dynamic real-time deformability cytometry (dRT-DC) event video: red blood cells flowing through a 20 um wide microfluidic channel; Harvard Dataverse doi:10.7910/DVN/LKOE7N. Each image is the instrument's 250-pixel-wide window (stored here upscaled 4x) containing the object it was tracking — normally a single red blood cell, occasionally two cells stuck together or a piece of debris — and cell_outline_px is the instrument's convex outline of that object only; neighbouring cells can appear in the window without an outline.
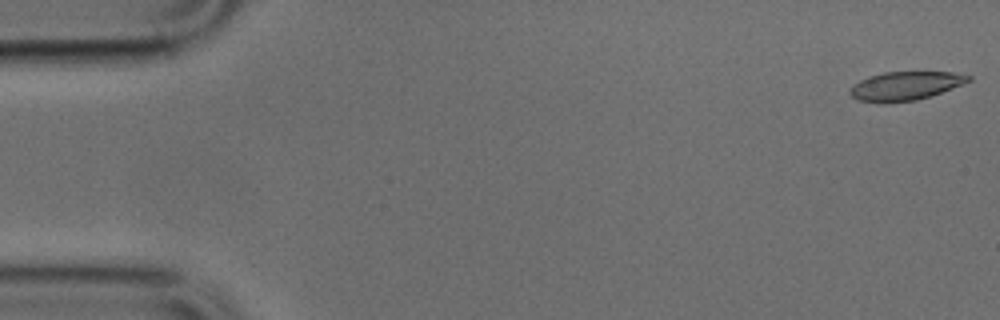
{"species": "common noctule bat (a hibernating species)", "species_latin": "Nyctalus noctula", "temperature_condition": "cold", "stored_images_in_passage": 50, "camera_frame_rate_fps": 3000, "um_per_image_px": 0.085, "animal": {"sex": "male", "body_mass_g": 17.9, "forearm_length_mm": 54.2}, "frame": {"image": 1, "passage_image": 1, "time_ms": 0.0, "image_size_px": [1000, 320], "cell_outline_px": [[972, 80], [964, 84], [916, 100], [860, 100], [852, 96], [848, 92], [860, 80], [868, 76], [884, 72], [952, 72], [972, 76]], "centroid_in_image_um": [77.03, 7.25], "position_along_channel_um": 8.0, "area_um2": 18.9}}
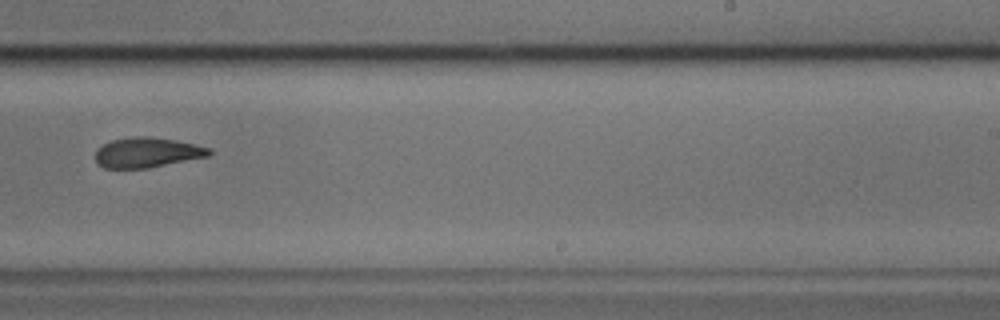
{"frame": {"image": 2, "passage_image": 31, "time_ms": 10.0, "image_size_px": [1000, 320], "cell_outline_px": [[212, 152], [208, 156], [148, 168], [104, 168], [96, 164], [96, 148], [112, 140], [132, 136], [148, 136], [196, 144], [212, 148]], "centroid_in_image_um": [12.49, 12.96], "position_along_channel_um": 276.5, "area_um2": 19.94}}
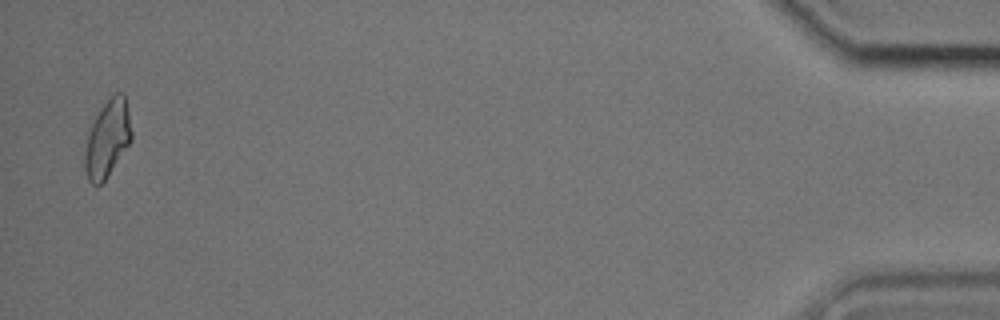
{"frame": {"image": 3, "passage_image": 49, "time_ms": 16.0, "image_size_px": [1000, 320], "cell_outline_px": [[132, 140], [104, 180], [100, 184], [92, 184], [88, 180], [84, 168], [84, 152], [88, 132], [96, 116], [104, 104], [116, 92], [124, 92], [132, 132]], "centroid_in_image_um": [9.13, 11.79], "position_along_channel_um": 426.1, "area_um2": 20.63}}